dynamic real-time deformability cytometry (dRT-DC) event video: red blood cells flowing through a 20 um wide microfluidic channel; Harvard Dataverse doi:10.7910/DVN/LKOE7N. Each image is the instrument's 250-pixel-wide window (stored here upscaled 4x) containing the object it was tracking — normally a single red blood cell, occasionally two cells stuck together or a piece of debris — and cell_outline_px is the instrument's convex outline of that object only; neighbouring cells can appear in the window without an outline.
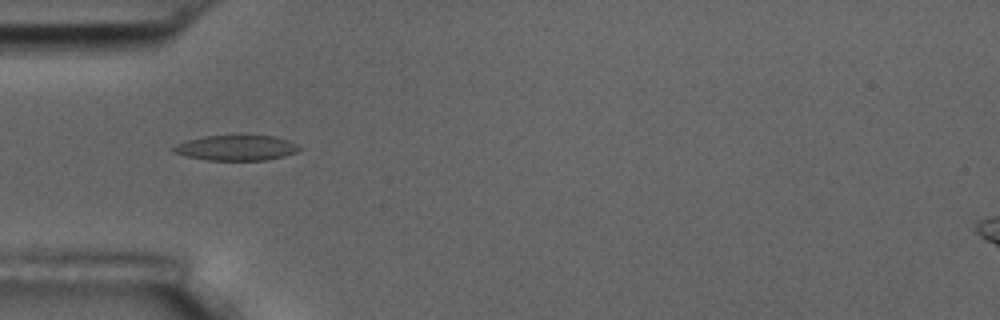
{"species": "common noctule bat (a hibernating species)", "species_latin": "Nyctalus noctula", "temperature_condition": "room temperature", "stored_images_in_passage": 11, "camera_frame_rate_fps": 3000, "um_per_image_px": 0.085, "animal": {"sex": "male", "body_mass_g": 17.5, "forearm_length_mm": 52.3}, "frame": {"image": 1, "passage_image": 5, "time_ms": 5.333, "image_size_px": [1000, 320], "cell_outline_px": [[304, 148], [296, 152], [284, 156], [268, 160], [204, 160], [184, 156], [172, 152], [172, 148], [176, 144], [188, 140], [204, 136], [272, 136], [288, 140]], "centroid_in_image_um": [20.07, 12.58], "position_along_channel_um": 64.9, "area_um2": 18.55}}
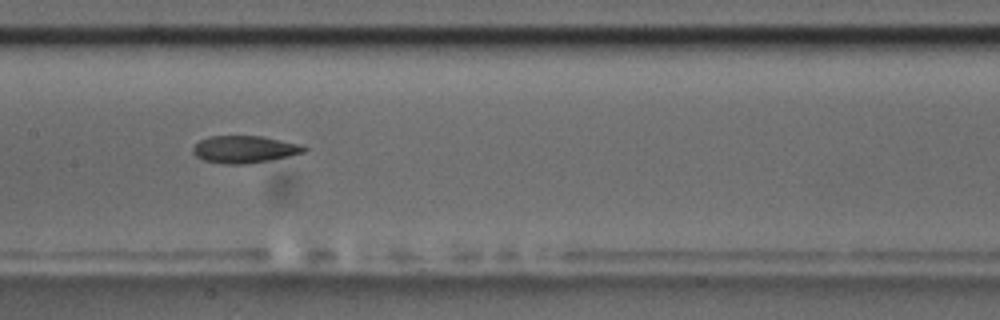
{"frame": {"image": 2, "passage_image": 8, "time_ms": 8.667, "image_size_px": [1000, 320], "cell_outline_px": [[308, 148], [304, 152], [288, 156], [268, 160], [244, 164], [228, 164], [204, 160], [196, 156], [192, 152], [192, 148], [200, 140], [208, 136], [264, 136], [300, 144]], "centroid_in_image_um": [20.77, 12.68], "position_along_channel_um": 186.6, "area_um2": 17.51}}
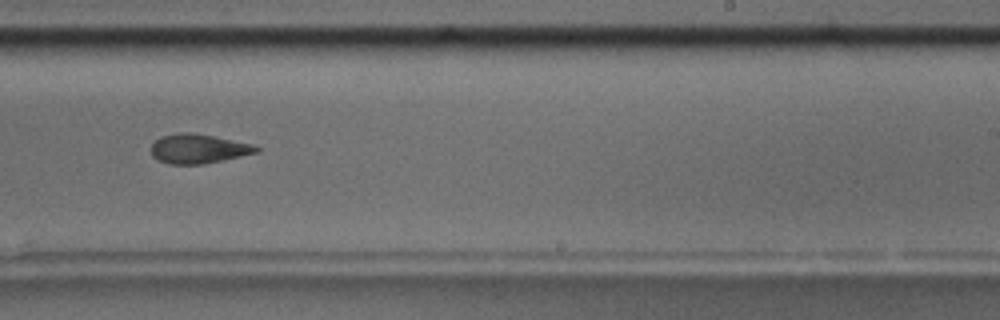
{"frame": {"image": 3, "passage_image": 10, "time_ms": 11.0, "image_size_px": [1000, 320], "cell_outline_px": [[260, 148], [256, 152], [224, 160], [200, 164], [168, 164], [152, 156], [152, 144], [160, 136], [180, 132], [192, 132], [252, 144]], "centroid_in_image_um": [16.82, 12.64], "position_along_channel_um": 272.2, "area_um2": 17.74}}